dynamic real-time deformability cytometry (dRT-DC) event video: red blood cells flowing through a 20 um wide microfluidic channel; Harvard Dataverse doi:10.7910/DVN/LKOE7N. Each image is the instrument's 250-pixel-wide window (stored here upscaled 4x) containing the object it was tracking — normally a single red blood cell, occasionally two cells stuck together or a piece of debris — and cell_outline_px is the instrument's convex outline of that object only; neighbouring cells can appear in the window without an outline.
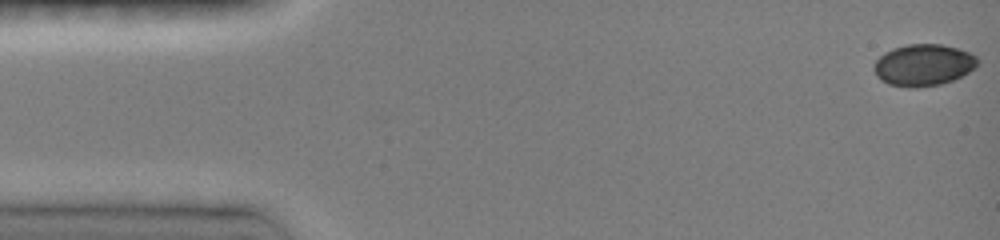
{"species": "common noctule bat (a hibernating species)", "species_latin": "Nyctalus noctula", "temperature_condition": "room temperature", "stored_images_in_passage": 58, "camera_frame_rate_fps": 3000, "um_per_image_px": 0.085, "animal": {"sex": "female", "body_mass_g": 19.0, "forearm_length_mm": 51.5}, "frame": {"image": 1, "passage_image": 1, "time_ms": 0.0, "image_size_px": [1000, 240], "cell_outline_px": [[980, 64], [976, 68], [952, 80], [940, 84], [916, 88], [908, 88], [888, 84], [880, 80], [876, 76], [872, 68], [872, 64], [884, 52], [892, 48], [908, 44], [940, 44], [956, 48], [968, 52], [976, 56], [980, 60]], "centroid_in_image_um": [78.46, 5.53], "position_along_channel_um": 6.5, "area_um2": 25.49}}
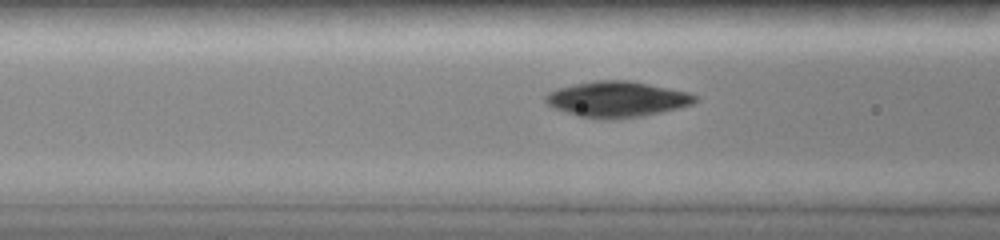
{"frame": {"image": 2, "passage_image": 23, "time_ms": 5.667, "image_size_px": [1000, 240], "cell_outline_px": [[700, 100], [692, 104], [644, 116], [612, 120], [608, 120], [576, 116], [556, 108], [548, 104], [544, 100], [544, 96], [548, 92], [556, 88], [572, 84], [596, 80], [632, 80], [688, 92], [700, 96]], "centroid_in_image_um": [52.45, 8.43], "position_along_channel_um": 114.1, "area_um2": 31.5}}
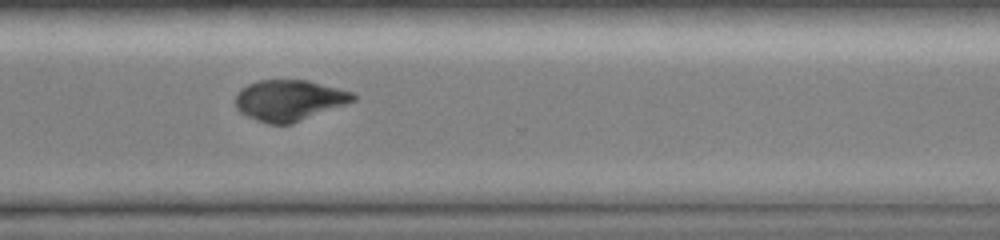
{"frame": {"image": 3, "passage_image": 57, "time_ms": 11.333, "image_size_px": [1000, 240], "cell_outline_px": [[356, 100], [292, 124], [268, 124], [256, 120], [240, 112], [236, 108], [236, 96], [240, 88], [248, 84], [260, 80], [308, 80], [352, 92], [356, 96]], "centroid_in_image_um": [24.56, 8.52], "position_along_channel_um": 346.0, "area_um2": 27.92}}